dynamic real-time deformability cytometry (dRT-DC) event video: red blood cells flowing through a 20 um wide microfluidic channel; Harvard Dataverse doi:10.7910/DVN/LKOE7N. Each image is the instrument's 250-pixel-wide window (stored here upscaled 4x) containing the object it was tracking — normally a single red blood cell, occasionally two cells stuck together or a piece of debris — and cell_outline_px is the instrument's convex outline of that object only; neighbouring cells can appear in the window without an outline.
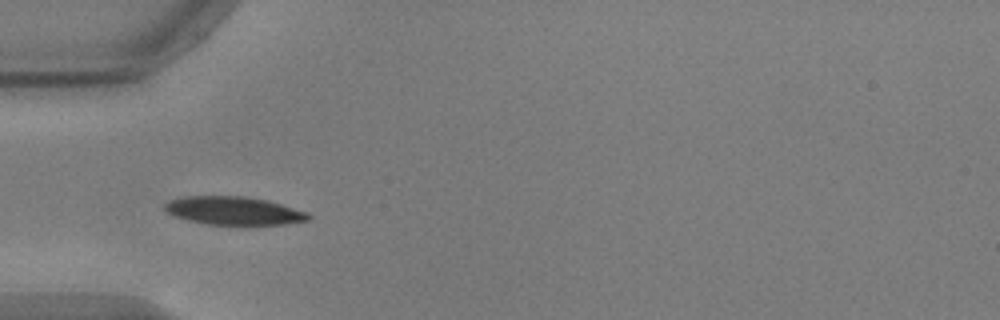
{"species": "common noctule bat (a hibernating species)", "species_latin": "Nyctalus noctula", "temperature_condition": "warm", "stored_images_in_passage": 12, "camera_frame_rate_fps": 3000, "um_per_image_px": 0.085, "animal": {"sex": "male", "body_mass_g": 17.9, "forearm_length_mm": 54.2}, "frame": {"image": 1, "passage_image": 1, "time_ms": 0.0, "image_size_px": [1000, 320], "cell_outline_px": [[312, 220], [284, 224], [248, 228], [240, 228], [208, 224], [188, 220], [172, 216], [164, 208], [164, 204], [168, 200], [184, 196], [244, 196], [264, 200], [280, 204], [308, 212], [312, 216]], "centroid_in_image_um": [19.9, 17.97], "position_along_channel_um": 65.1, "area_um2": 24.74}}
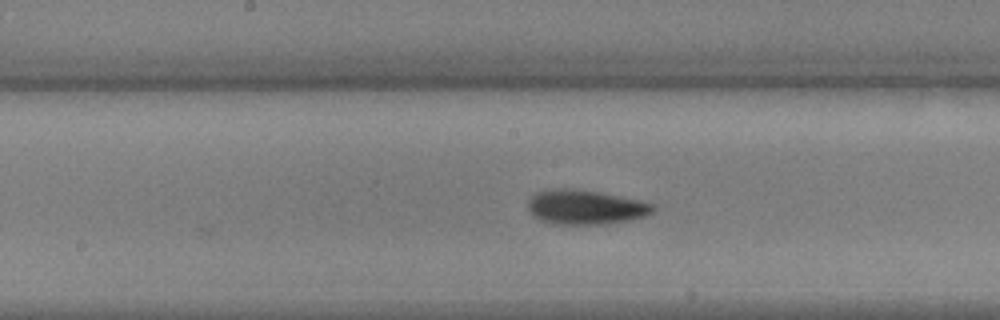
{"frame": {"image": 2, "passage_image": 12, "time_ms": 3.667, "image_size_px": [1000, 320], "cell_outline_px": [[656, 208], [652, 212], [644, 216], [628, 220], [604, 224], [552, 224], [540, 220], [532, 216], [528, 212], [528, 200], [536, 192], [552, 188], [576, 188], [600, 192], [640, 200], [652, 204]], "centroid_in_image_um": [49.71, 17.6], "position_along_channel_um": 198.5, "area_um2": 25.37}}